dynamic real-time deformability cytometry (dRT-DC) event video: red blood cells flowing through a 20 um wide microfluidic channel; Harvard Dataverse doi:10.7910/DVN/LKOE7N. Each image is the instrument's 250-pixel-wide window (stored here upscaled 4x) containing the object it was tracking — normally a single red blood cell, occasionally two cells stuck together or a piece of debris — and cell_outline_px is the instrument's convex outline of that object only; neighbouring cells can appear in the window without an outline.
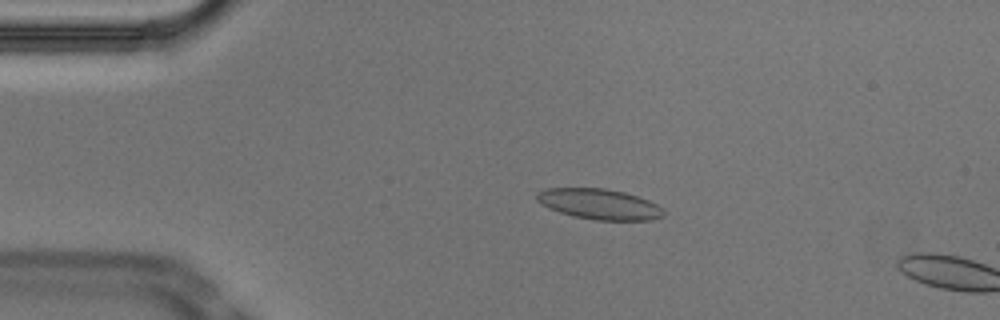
{"species": "Egyptian fruit bat (a non-hibernating species)", "species_latin": "Rousettus aegyptiacus", "temperature_condition": "cold", "stored_images_in_passage": 12, "camera_frame_rate_fps": 3000, "um_per_image_px": 0.085, "animal": {"sex": "male"}, "frame": {"image": 1, "passage_image": 10, "time_ms": 3.0, "image_size_px": [1000, 320], "cell_outline_px": [[668, 212], [664, 216], [652, 220], [596, 220], [572, 216], [548, 208], [536, 200], [536, 192], [544, 188], [604, 188], [624, 192], [648, 200], [664, 208]], "centroid_in_image_um": [50.96, 17.35], "position_along_channel_um": 34.0, "area_um2": 22.77}}